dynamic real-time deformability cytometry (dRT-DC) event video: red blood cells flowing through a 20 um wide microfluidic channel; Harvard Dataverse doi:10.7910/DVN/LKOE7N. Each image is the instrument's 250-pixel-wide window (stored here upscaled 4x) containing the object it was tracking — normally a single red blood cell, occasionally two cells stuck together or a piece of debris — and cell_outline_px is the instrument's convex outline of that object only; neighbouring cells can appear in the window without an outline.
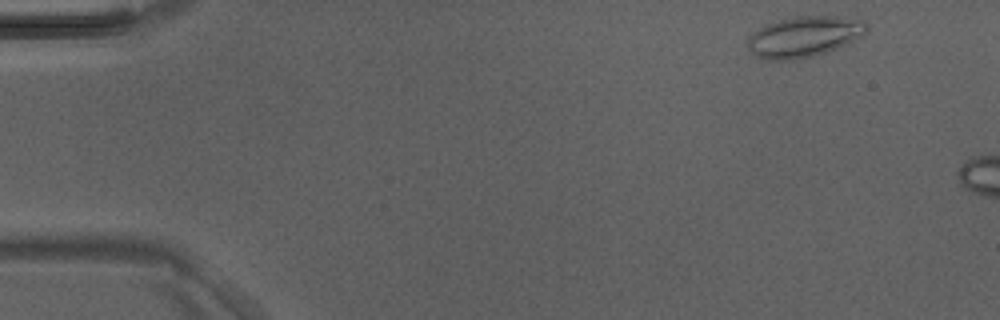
{"species": "Egyptian fruit bat (a non-hibernating species)", "species_latin": "Rousettus aegyptiacus", "temperature_condition": "room temperature", "stored_images_in_passage": 3, "camera_frame_rate_fps": 3000, "um_per_image_px": 0.085, "animal": {"sex": "male"}, "frame": {"image": 1, "passage_image": 1, "time_ms": 0.0, "image_size_px": [1000, 320], "cell_outline_px": [[868, 32], [836, 48], [812, 56], [792, 60], [764, 60], [756, 56], [748, 48], [748, 40], [752, 32], [768, 24], [780, 20], [796, 16], [836, 16], [864, 20], [868, 24]], "centroid_in_image_um": [68.35, 3.11], "position_along_channel_um": 16.7, "area_um2": 27.98}}